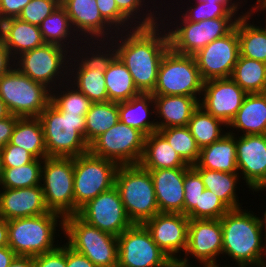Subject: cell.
<instances>
[{
	"mask_svg": "<svg viewBox=\"0 0 266 267\" xmlns=\"http://www.w3.org/2000/svg\"><path fill=\"white\" fill-rule=\"evenodd\" d=\"M106 46L127 67L138 91L152 93L161 59L170 48L168 33L162 23L119 31Z\"/></svg>",
	"mask_w": 266,
	"mask_h": 267,
	"instance_id": "1",
	"label": "cell"
},
{
	"mask_svg": "<svg viewBox=\"0 0 266 267\" xmlns=\"http://www.w3.org/2000/svg\"><path fill=\"white\" fill-rule=\"evenodd\" d=\"M223 233L222 257L226 255L234 267H262L266 255L258 216L253 211L230 209L220 218ZM264 241V242H263Z\"/></svg>",
	"mask_w": 266,
	"mask_h": 267,
	"instance_id": "2",
	"label": "cell"
},
{
	"mask_svg": "<svg viewBox=\"0 0 266 267\" xmlns=\"http://www.w3.org/2000/svg\"><path fill=\"white\" fill-rule=\"evenodd\" d=\"M165 2V0H161L160 18L162 19H160V23H162V25L166 27L169 37L170 48L174 52L179 54L193 56L199 50L203 49L206 45L210 44L212 41L229 34L235 28L236 23L240 18L219 17L214 19H206L199 22H191L185 20L180 14H178V12L176 13V11L174 10L176 6H172L171 8L169 6L171 3L165 4ZM163 4L164 6L167 5L164 7V9L162 7ZM165 12H168L169 16L168 13L165 14Z\"/></svg>",
	"mask_w": 266,
	"mask_h": 267,
	"instance_id": "3",
	"label": "cell"
},
{
	"mask_svg": "<svg viewBox=\"0 0 266 267\" xmlns=\"http://www.w3.org/2000/svg\"><path fill=\"white\" fill-rule=\"evenodd\" d=\"M63 222L64 217L53 211L38 216L9 220L8 246L16 255L22 256L34 257L50 252L64 243L58 242L56 238L63 234Z\"/></svg>",
	"mask_w": 266,
	"mask_h": 267,
	"instance_id": "4",
	"label": "cell"
},
{
	"mask_svg": "<svg viewBox=\"0 0 266 267\" xmlns=\"http://www.w3.org/2000/svg\"><path fill=\"white\" fill-rule=\"evenodd\" d=\"M86 115L60 113L51 103L38 116L48 157H77L89 152Z\"/></svg>",
	"mask_w": 266,
	"mask_h": 267,
	"instance_id": "5",
	"label": "cell"
},
{
	"mask_svg": "<svg viewBox=\"0 0 266 267\" xmlns=\"http://www.w3.org/2000/svg\"><path fill=\"white\" fill-rule=\"evenodd\" d=\"M115 187L133 224H143L159 213L152 177L140 164L119 166Z\"/></svg>",
	"mask_w": 266,
	"mask_h": 267,
	"instance_id": "6",
	"label": "cell"
},
{
	"mask_svg": "<svg viewBox=\"0 0 266 267\" xmlns=\"http://www.w3.org/2000/svg\"><path fill=\"white\" fill-rule=\"evenodd\" d=\"M63 223V236L70 248L97 267H117V236L86 223L77 214L65 216Z\"/></svg>",
	"mask_w": 266,
	"mask_h": 267,
	"instance_id": "7",
	"label": "cell"
},
{
	"mask_svg": "<svg viewBox=\"0 0 266 267\" xmlns=\"http://www.w3.org/2000/svg\"><path fill=\"white\" fill-rule=\"evenodd\" d=\"M72 53L56 44H48L22 53L14 60V66L33 81L51 91L68 82L69 62Z\"/></svg>",
	"mask_w": 266,
	"mask_h": 267,
	"instance_id": "8",
	"label": "cell"
},
{
	"mask_svg": "<svg viewBox=\"0 0 266 267\" xmlns=\"http://www.w3.org/2000/svg\"><path fill=\"white\" fill-rule=\"evenodd\" d=\"M204 80L195 57L169 48L161 59L153 95H185L200 100Z\"/></svg>",
	"mask_w": 266,
	"mask_h": 267,
	"instance_id": "9",
	"label": "cell"
},
{
	"mask_svg": "<svg viewBox=\"0 0 266 267\" xmlns=\"http://www.w3.org/2000/svg\"><path fill=\"white\" fill-rule=\"evenodd\" d=\"M0 98L12 115L38 117L51 102V90L13 66L0 77Z\"/></svg>",
	"mask_w": 266,
	"mask_h": 267,
	"instance_id": "10",
	"label": "cell"
},
{
	"mask_svg": "<svg viewBox=\"0 0 266 267\" xmlns=\"http://www.w3.org/2000/svg\"><path fill=\"white\" fill-rule=\"evenodd\" d=\"M119 165L87 152L74 157V215L88 201L115 186Z\"/></svg>",
	"mask_w": 266,
	"mask_h": 267,
	"instance_id": "11",
	"label": "cell"
},
{
	"mask_svg": "<svg viewBox=\"0 0 266 267\" xmlns=\"http://www.w3.org/2000/svg\"><path fill=\"white\" fill-rule=\"evenodd\" d=\"M104 70L105 45L86 46L71 55L68 82L92 103L107 102Z\"/></svg>",
	"mask_w": 266,
	"mask_h": 267,
	"instance_id": "12",
	"label": "cell"
},
{
	"mask_svg": "<svg viewBox=\"0 0 266 267\" xmlns=\"http://www.w3.org/2000/svg\"><path fill=\"white\" fill-rule=\"evenodd\" d=\"M41 187L50 211L63 217L74 215V158H44Z\"/></svg>",
	"mask_w": 266,
	"mask_h": 267,
	"instance_id": "13",
	"label": "cell"
},
{
	"mask_svg": "<svg viewBox=\"0 0 266 267\" xmlns=\"http://www.w3.org/2000/svg\"><path fill=\"white\" fill-rule=\"evenodd\" d=\"M145 138L141 131L118 121L89 144V152L119 166L139 164Z\"/></svg>",
	"mask_w": 266,
	"mask_h": 267,
	"instance_id": "14",
	"label": "cell"
},
{
	"mask_svg": "<svg viewBox=\"0 0 266 267\" xmlns=\"http://www.w3.org/2000/svg\"><path fill=\"white\" fill-rule=\"evenodd\" d=\"M117 267H170L174 262L153 241L143 224H133L118 237Z\"/></svg>",
	"mask_w": 266,
	"mask_h": 267,
	"instance_id": "15",
	"label": "cell"
},
{
	"mask_svg": "<svg viewBox=\"0 0 266 267\" xmlns=\"http://www.w3.org/2000/svg\"><path fill=\"white\" fill-rule=\"evenodd\" d=\"M222 249L223 233L220 219H190L187 249L177 263L185 267H195L190 261L194 258L200 266H221V261L217 258L221 257Z\"/></svg>",
	"mask_w": 266,
	"mask_h": 267,
	"instance_id": "16",
	"label": "cell"
},
{
	"mask_svg": "<svg viewBox=\"0 0 266 267\" xmlns=\"http://www.w3.org/2000/svg\"><path fill=\"white\" fill-rule=\"evenodd\" d=\"M77 215L86 223L117 237L133 225L115 186L88 201Z\"/></svg>",
	"mask_w": 266,
	"mask_h": 267,
	"instance_id": "17",
	"label": "cell"
},
{
	"mask_svg": "<svg viewBox=\"0 0 266 267\" xmlns=\"http://www.w3.org/2000/svg\"><path fill=\"white\" fill-rule=\"evenodd\" d=\"M72 28L87 45H106L117 31L101 16L96 0H61Z\"/></svg>",
	"mask_w": 266,
	"mask_h": 267,
	"instance_id": "18",
	"label": "cell"
},
{
	"mask_svg": "<svg viewBox=\"0 0 266 267\" xmlns=\"http://www.w3.org/2000/svg\"><path fill=\"white\" fill-rule=\"evenodd\" d=\"M239 38L236 26L227 35L212 41L193 56L204 81L230 78L237 63Z\"/></svg>",
	"mask_w": 266,
	"mask_h": 267,
	"instance_id": "19",
	"label": "cell"
},
{
	"mask_svg": "<svg viewBox=\"0 0 266 267\" xmlns=\"http://www.w3.org/2000/svg\"><path fill=\"white\" fill-rule=\"evenodd\" d=\"M237 168L248 191L266 190V134L235 135Z\"/></svg>",
	"mask_w": 266,
	"mask_h": 267,
	"instance_id": "20",
	"label": "cell"
},
{
	"mask_svg": "<svg viewBox=\"0 0 266 267\" xmlns=\"http://www.w3.org/2000/svg\"><path fill=\"white\" fill-rule=\"evenodd\" d=\"M189 221L182 213L159 212L143 225L168 257L173 262H178L187 249Z\"/></svg>",
	"mask_w": 266,
	"mask_h": 267,
	"instance_id": "21",
	"label": "cell"
},
{
	"mask_svg": "<svg viewBox=\"0 0 266 267\" xmlns=\"http://www.w3.org/2000/svg\"><path fill=\"white\" fill-rule=\"evenodd\" d=\"M246 95L231 78L211 79L204 81L199 106L228 125L242 106Z\"/></svg>",
	"mask_w": 266,
	"mask_h": 267,
	"instance_id": "22",
	"label": "cell"
},
{
	"mask_svg": "<svg viewBox=\"0 0 266 267\" xmlns=\"http://www.w3.org/2000/svg\"><path fill=\"white\" fill-rule=\"evenodd\" d=\"M50 212L41 185L21 189H0V217L9 221Z\"/></svg>",
	"mask_w": 266,
	"mask_h": 267,
	"instance_id": "23",
	"label": "cell"
},
{
	"mask_svg": "<svg viewBox=\"0 0 266 267\" xmlns=\"http://www.w3.org/2000/svg\"><path fill=\"white\" fill-rule=\"evenodd\" d=\"M187 169L149 170L159 212L184 214V177Z\"/></svg>",
	"mask_w": 266,
	"mask_h": 267,
	"instance_id": "24",
	"label": "cell"
},
{
	"mask_svg": "<svg viewBox=\"0 0 266 267\" xmlns=\"http://www.w3.org/2000/svg\"><path fill=\"white\" fill-rule=\"evenodd\" d=\"M227 129L232 135L266 134V93L247 94Z\"/></svg>",
	"mask_w": 266,
	"mask_h": 267,
	"instance_id": "25",
	"label": "cell"
},
{
	"mask_svg": "<svg viewBox=\"0 0 266 267\" xmlns=\"http://www.w3.org/2000/svg\"><path fill=\"white\" fill-rule=\"evenodd\" d=\"M157 131L168 127L187 126L199 106L195 97L185 95H154ZM159 120V121H158Z\"/></svg>",
	"mask_w": 266,
	"mask_h": 267,
	"instance_id": "26",
	"label": "cell"
},
{
	"mask_svg": "<svg viewBox=\"0 0 266 267\" xmlns=\"http://www.w3.org/2000/svg\"><path fill=\"white\" fill-rule=\"evenodd\" d=\"M0 37L14 60L22 53L45 44L39 26L17 17L1 22Z\"/></svg>",
	"mask_w": 266,
	"mask_h": 267,
	"instance_id": "27",
	"label": "cell"
},
{
	"mask_svg": "<svg viewBox=\"0 0 266 267\" xmlns=\"http://www.w3.org/2000/svg\"><path fill=\"white\" fill-rule=\"evenodd\" d=\"M118 112L120 122L141 131L145 136L157 132L156 119L153 118H156V113L152 93H140L127 101L118 102Z\"/></svg>",
	"mask_w": 266,
	"mask_h": 267,
	"instance_id": "28",
	"label": "cell"
},
{
	"mask_svg": "<svg viewBox=\"0 0 266 267\" xmlns=\"http://www.w3.org/2000/svg\"><path fill=\"white\" fill-rule=\"evenodd\" d=\"M39 29L45 43L64 47L72 54L87 46L75 33L67 11L62 5L43 20Z\"/></svg>",
	"mask_w": 266,
	"mask_h": 267,
	"instance_id": "29",
	"label": "cell"
},
{
	"mask_svg": "<svg viewBox=\"0 0 266 267\" xmlns=\"http://www.w3.org/2000/svg\"><path fill=\"white\" fill-rule=\"evenodd\" d=\"M104 76L109 101H127L140 94L127 67L106 45Z\"/></svg>",
	"mask_w": 266,
	"mask_h": 267,
	"instance_id": "30",
	"label": "cell"
},
{
	"mask_svg": "<svg viewBox=\"0 0 266 267\" xmlns=\"http://www.w3.org/2000/svg\"><path fill=\"white\" fill-rule=\"evenodd\" d=\"M192 167L238 173L235 135L227 133L220 140L200 149L199 159Z\"/></svg>",
	"mask_w": 266,
	"mask_h": 267,
	"instance_id": "31",
	"label": "cell"
},
{
	"mask_svg": "<svg viewBox=\"0 0 266 267\" xmlns=\"http://www.w3.org/2000/svg\"><path fill=\"white\" fill-rule=\"evenodd\" d=\"M139 164L147 170L190 167L158 131L146 136L144 152Z\"/></svg>",
	"mask_w": 266,
	"mask_h": 267,
	"instance_id": "32",
	"label": "cell"
},
{
	"mask_svg": "<svg viewBox=\"0 0 266 267\" xmlns=\"http://www.w3.org/2000/svg\"><path fill=\"white\" fill-rule=\"evenodd\" d=\"M202 179L205 189L211 191L230 209L243 207L238 197V189L241 186L239 173H226L202 168H194ZM237 193V194H236Z\"/></svg>",
	"mask_w": 266,
	"mask_h": 267,
	"instance_id": "33",
	"label": "cell"
},
{
	"mask_svg": "<svg viewBox=\"0 0 266 267\" xmlns=\"http://www.w3.org/2000/svg\"><path fill=\"white\" fill-rule=\"evenodd\" d=\"M9 143L27 150L35 159L48 157L38 117H19Z\"/></svg>",
	"mask_w": 266,
	"mask_h": 267,
	"instance_id": "34",
	"label": "cell"
},
{
	"mask_svg": "<svg viewBox=\"0 0 266 267\" xmlns=\"http://www.w3.org/2000/svg\"><path fill=\"white\" fill-rule=\"evenodd\" d=\"M254 22L245 14L236 23L240 56L266 63V35Z\"/></svg>",
	"mask_w": 266,
	"mask_h": 267,
	"instance_id": "35",
	"label": "cell"
},
{
	"mask_svg": "<svg viewBox=\"0 0 266 267\" xmlns=\"http://www.w3.org/2000/svg\"><path fill=\"white\" fill-rule=\"evenodd\" d=\"M187 127L200 149L220 140L228 133L226 132L228 125L209 114L201 106L194 110Z\"/></svg>",
	"mask_w": 266,
	"mask_h": 267,
	"instance_id": "36",
	"label": "cell"
},
{
	"mask_svg": "<svg viewBox=\"0 0 266 267\" xmlns=\"http://www.w3.org/2000/svg\"><path fill=\"white\" fill-rule=\"evenodd\" d=\"M230 78L247 94L266 93V63L238 57Z\"/></svg>",
	"mask_w": 266,
	"mask_h": 267,
	"instance_id": "37",
	"label": "cell"
},
{
	"mask_svg": "<svg viewBox=\"0 0 266 267\" xmlns=\"http://www.w3.org/2000/svg\"><path fill=\"white\" fill-rule=\"evenodd\" d=\"M85 118V141L89 145L119 121L118 102L92 103Z\"/></svg>",
	"mask_w": 266,
	"mask_h": 267,
	"instance_id": "38",
	"label": "cell"
},
{
	"mask_svg": "<svg viewBox=\"0 0 266 267\" xmlns=\"http://www.w3.org/2000/svg\"><path fill=\"white\" fill-rule=\"evenodd\" d=\"M157 1L158 0H115L118 9L136 27H151L160 23L161 11L159 10H161V6L159 5H161V1L159 0V4ZM149 4L153 6H149Z\"/></svg>",
	"mask_w": 266,
	"mask_h": 267,
	"instance_id": "39",
	"label": "cell"
},
{
	"mask_svg": "<svg viewBox=\"0 0 266 267\" xmlns=\"http://www.w3.org/2000/svg\"><path fill=\"white\" fill-rule=\"evenodd\" d=\"M62 89V90H61ZM60 113L86 115L92 102L69 82L51 91L50 102Z\"/></svg>",
	"mask_w": 266,
	"mask_h": 267,
	"instance_id": "40",
	"label": "cell"
},
{
	"mask_svg": "<svg viewBox=\"0 0 266 267\" xmlns=\"http://www.w3.org/2000/svg\"><path fill=\"white\" fill-rule=\"evenodd\" d=\"M158 132L187 165L193 166L197 163L200 148L187 126L168 127Z\"/></svg>",
	"mask_w": 266,
	"mask_h": 267,
	"instance_id": "41",
	"label": "cell"
},
{
	"mask_svg": "<svg viewBox=\"0 0 266 267\" xmlns=\"http://www.w3.org/2000/svg\"><path fill=\"white\" fill-rule=\"evenodd\" d=\"M43 160L34 159L21 167L3 168L0 189H21L41 185Z\"/></svg>",
	"mask_w": 266,
	"mask_h": 267,
	"instance_id": "42",
	"label": "cell"
},
{
	"mask_svg": "<svg viewBox=\"0 0 266 267\" xmlns=\"http://www.w3.org/2000/svg\"><path fill=\"white\" fill-rule=\"evenodd\" d=\"M178 1L177 3L175 2L172 3L171 5L174 6V4H176L178 6L176 8V12L181 13L180 15L187 21L199 22L206 19H214L219 17H240L237 13L233 12L226 4L190 2V4L189 3L186 4L185 6L186 9H185L184 5L180 3L181 1L180 0ZM180 5H182L181 8L179 7ZM182 9L184 10L181 11Z\"/></svg>",
	"mask_w": 266,
	"mask_h": 267,
	"instance_id": "43",
	"label": "cell"
},
{
	"mask_svg": "<svg viewBox=\"0 0 266 267\" xmlns=\"http://www.w3.org/2000/svg\"><path fill=\"white\" fill-rule=\"evenodd\" d=\"M229 210L216 195L205 189L196 206L186 216L189 219H220Z\"/></svg>",
	"mask_w": 266,
	"mask_h": 267,
	"instance_id": "44",
	"label": "cell"
},
{
	"mask_svg": "<svg viewBox=\"0 0 266 267\" xmlns=\"http://www.w3.org/2000/svg\"><path fill=\"white\" fill-rule=\"evenodd\" d=\"M60 5L61 0H31L17 18L39 26Z\"/></svg>",
	"mask_w": 266,
	"mask_h": 267,
	"instance_id": "45",
	"label": "cell"
},
{
	"mask_svg": "<svg viewBox=\"0 0 266 267\" xmlns=\"http://www.w3.org/2000/svg\"><path fill=\"white\" fill-rule=\"evenodd\" d=\"M205 190L200 174L190 166L184 177V215H187L198 203V198Z\"/></svg>",
	"mask_w": 266,
	"mask_h": 267,
	"instance_id": "46",
	"label": "cell"
},
{
	"mask_svg": "<svg viewBox=\"0 0 266 267\" xmlns=\"http://www.w3.org/2000/svg\"><path fill=\"white\" fill-rule=\"evenodd\" d=\"M101 16L117 31H128L136 26L118 9L115 0H96Z\"/></svg>",
	"mask_w": 266,
	"mask_h": 267,
	"instance_id": "47",
	"label": "cell"
},
{
	"mask_svg": "<svg viewBox=\"0 0 266 267\" xmlns=\"http://www.w3.org/2000/svg\"><path fill=\"white\" fill-rule=\"evenodd\" d=\"M3 168H18L31 163L35 158L27 150L8 143L1 150Z\"/></svg>",
	"mask_w": 266,
	"mask_h": 267,
	"instance_id": "48",
	"label": "cell"
},
{
	"mask_svg": "<svg viewBox=\"0 0 266 267\" xmlns=\"http://www.w3.org/2000/svg\"><path fill=\"white\" fill-rule=\"evenodd\" d=\"M34 267H66V243L50 252L34 256Z\"/></svg>",
	"mask_w": 266,
	"mask_h": 267,
	"instance_id": "49",
	"label": "cell"
},
{
	"mask_svg": "<svg viewBox=\"0 0 266 267\" xmlns=\"http://www.w3.org/2000/svg\"><path fill=\"white\" fill-rule=\"evenodd\" d=\"M31 0H0V22L18 17Z\"/></svg>",
	"mask_w": 266,
	"mask_h": 267,
	"instance_id": "50",
	"label": "cell"
},
{
	"mask_svg": "<svg viewBox=\"0 0 266 267\" xmlns=\"http://www.w3.org/2000/svg\"><path fill=\"white\" fill-rule=\"evenodd\" d=\"M18 118L19 116L11 114L0 120V150L10 142Z\"/></svg>",
	"mask_w": 266,
	"mask_h": 267,
	"instance_id": "51",
	"label": "cell"
},
{
	"mask_svg": "<svg viewBox=\"0 0 266 267\" xmlns=\"http://www.w3.org/2000/svg\"><path fill=\"white\" fill-rule=\"evenodd\" d=\"M66 267H97L85 255L74 251L66 244Z\"/></svg>",
	"mask_w": 266,
	"mask_h": 267,
	"instance_id": "52",
	"label": "cell"
},
{
	"mask_svg": "<svg viewBox=\"0 0 266 267\" xmlns=\"http://www.w3.org/2000/svg\"><path fill=\"white\" fill-rule=\"evenodd\" d=\"M14 66V59L0 37V77Z\"/></svg>",
	"mask_w": 266,
	"mask_h": 267,
	"instance_id": "53",
	"label": "cell"
},
{
	"mask_svg": "<svg viewBox=\"0 0 266 267\" xmlns=\"http://www.w3.org/2000/svg\"><path fill=\"white\" fill-rule=\"evenodd\" d=\"M194 2H207V3H214V4H226L233 12L237 13L240 17L245 15L246 13L243 12H238L241 7L243 9V1L242 0H192ZM243 4V5H241ZM239 9V10H238Z\"/></svg>",
	"mask_w": 266,
	"mask_h": 267,
	"instance_id": "54",
	"label": "cell"
},
{
	"mask_svg": "<svg viewBox=\"0 0 266 267\" xmlns=\"http://www.w3.org/2000/svg\"><path fill=\"white\" fill-rule=\"evenodd\" d=\"M15 252L9 247L4 246L0 248V267H8L15 258Z\"/></svg>",
	"mask_w": 266,
	"mask_h": 267,
	"instance_id": "55",
	"label": "cell"
},
{
	"mask_svg": "<svg viewBox=\"0 0 266 267\" xmlns=\"http://www.w3.org/2000/svg\"><path fill=\"white\" fill-rule=\"evenodd\" d=\"M8 267H34V257L16 255Z\"/></svg>",
	"mask_w": 266,
	"mask_h": 267,
	"instance_id": "56",
	"label": "cell"
},
{
	"mask_svg": "<svg viewBox=\"0 0 266 267\" xmlns=\"http://www.w3.org/2000/svg\"><path fill=\"white\" fill-rule=\"evenodd\" d=\"M251 8H248L249 10L244 9V12L250 17V19H253V15L257 14L260 15L262 14L261 12H263V14L266 12V0H256V3L250 5ZM258 12H260V14H258Z\"/></svg>",
	"mask_w": 266,
	"mask_h": 267,
	"instance_id": "57",
	"label": "cell"
},
{
	"mask_svg": "<svg viewBox=\"0 0 266 267\" xmlns=\"http://www.w3.org/2000/svg\"><path fill=\"white\" fill-rule=\"evenodd\" d=\"M8 246V221L0 217V248Z\"/></svg>",
	"mask_w": 266,
	"mask_h": 267,
	"instance_id": "58",
	"label": "cell"
},
{
	"mask_svg": "<svg viewBox=\"0 0 266 267\" xmlns=\"http://www.w3.org/2000/svg\"><path fill=\"white\" fill-rule=\"evenodd\" d=\"M265 208V211H263V214L262 216L258 217V221H259V225H260V229H261V232L263 233V238L266 242V207Z\"/></svg>",
	"mask_w": 266,
	"mask_h": 267,
	"instance_id": "59",
	"label": "cell"
},
{
	"mask_svg": "<svg viewBox=\"0 0 266 267\" xmlns=\"http://www.w3.org/2000/svg\"><path fill=\"white\" fill-rule=\"evenodd\" d=\"M11 115L4 101L0 98V120Z\"/></svg>",
	"mask_w": 266,
	"mask_h": 267,
	"instance_id": "60",
	"label": "cell"
},
{
	"mask_svg": "<svg viewBox=\"0 0 266 267\" xmlns=\"http://www.w3.org/2000/svg\"><path fill=\"white\" fill-rule=\"evenodd\" d=\"M3 176V164H2V158H1V153H0V182Z\"/></svg>",
	"mask_w": 266,
	"mask_h": 267,
	"instance_id": "61",
	"label": "cell"
},
{
	"mask_svg": "<svg viewBox=\"0 0 266 267\" xmlns=\"http://www.w3.org/2000/svg\"><path fill=\"white\" fill-rule=\"evenodd\" d=\"M265 18H266V17H265ZM264 23H265V26L263 27V24L261 25V23L258 22V24H260L259 27L263 30V32H264L265 35H266V19H265Z\"/></svg>",
	"mask_w": 266,
	"mask_h": 267,
	"instance_id": "62",
	"label": "cell"
},
{
	"mask_svg": "<svg viewBox=\"0 0 266 267\" xmlns=\"http://www.w3.org/2000/svg\"><path fill=\"white\" fill-rule=\"evenodd\" d=\"M195 267H230V265H228L227 266V263H226V265H224V266H195ZM232 267V266H231Z\"/></svg>",
	"mask_w": 266,
	"mask_h": 267,
	"instance_id": "63",
	"label": "cell"
},
{
	"mask_svg": "<svg viewBox=\"0 0 266 267\" xmlns=\"http://www.w3.org/2000/svg\"><path fill=\"white\" fill-rule=\"evenodd\" d=\"M170 267H185V266H182L178 264L177 262H174Z\"/></svg>",
	"mask_w": 266,
	"mask_h": 267,
	"instance_id": "64",
	"label": "cell"
},
{
	"mask_svg": "<svg viewBox=\"0 0 266 267\" xmlns=\"http://www.w3.org/2000/svg\"><path fill=\"white\" fill-rule=\"evenodd\" d=\"M262 267H266V255Z\"/></svg>",
	"mask_w": 266,
	"mask_h": 267,
	"instance_id": "65",
	"label": "cell"
}]
</instances>
